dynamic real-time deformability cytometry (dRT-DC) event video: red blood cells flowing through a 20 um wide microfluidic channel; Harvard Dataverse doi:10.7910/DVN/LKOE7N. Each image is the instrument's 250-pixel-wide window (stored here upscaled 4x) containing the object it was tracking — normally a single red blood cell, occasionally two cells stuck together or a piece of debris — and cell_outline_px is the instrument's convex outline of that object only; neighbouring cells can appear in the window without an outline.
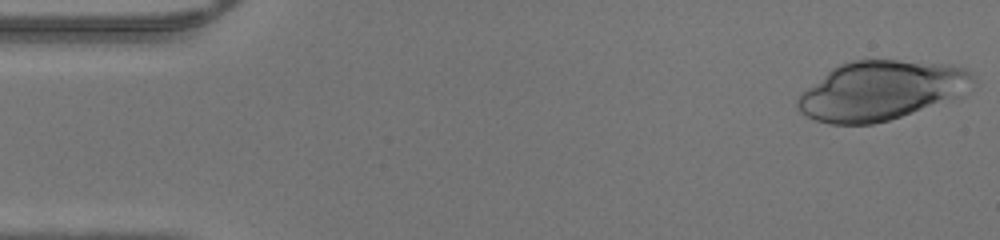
{"species": "human", "species_latin": "Homo sapiens", "temperature_condition": "warm", "stored_images_in_passage": 18, "camera_frame_rate_fps": 3000, "um_per_image_px": 0.085, "donor": {"sex": "male"}, "frame": {"image": 1, "passage_image": 1, "time_ms": 0.0, "image_size_px": [1000, 240], "cell_outline_px": [[972, 80], [964, 96], [888, 120], [872, 124], [828, 124], [816, 120], [800, 112], [796, 108], [796, 100], [800, 92], [832, 68], [840, 64], [852, 60], [896, 60], [948, 64], [964, 68], [972, 72]], "centroid_in_image_um": [74.86, 7.69], "position_along_channel_um": 10.1, "area_um2": 60.57}}
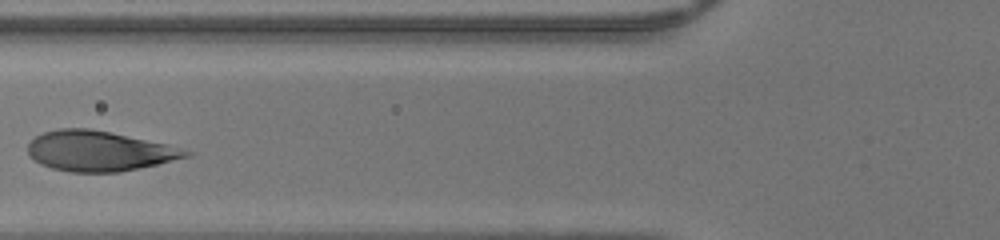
{"frame": {"image": 2, "passage_image": 16, "time_ms": 5.0, "image_size_px": [1000, 240], "cell_outline_px": [[192, 156], [120, 172], [68, 172], [52, 168], [40, 164], [32, 160], [28, 156], [28, 144], [36, 136], [44, 132], [60, 128], [88, 128], [168, 144], [192, 152]], "centroid_in_image_um": [8.39, 12.84], "position_along_channel_um": 117.4, "area_um2": 36.88}}